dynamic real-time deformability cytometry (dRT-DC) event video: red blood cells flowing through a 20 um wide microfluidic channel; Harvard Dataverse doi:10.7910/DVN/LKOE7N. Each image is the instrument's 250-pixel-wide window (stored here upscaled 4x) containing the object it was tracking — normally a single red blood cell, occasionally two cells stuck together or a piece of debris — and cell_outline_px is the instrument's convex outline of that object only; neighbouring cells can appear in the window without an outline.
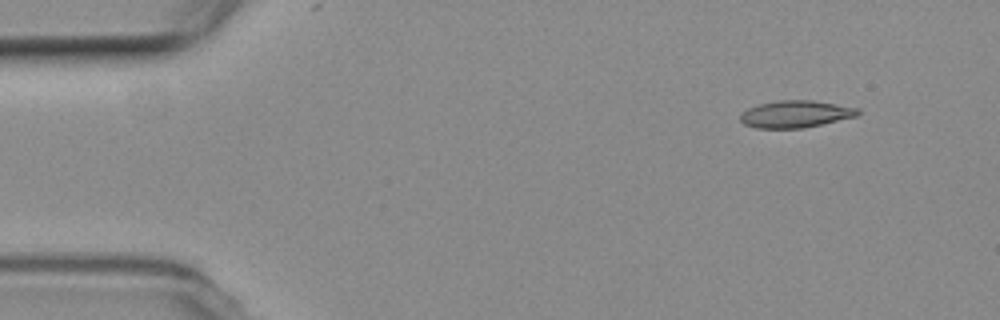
{"species": "common noctule bat (a hibernating species)", "species_latin": "Nyctalus noctula", "temperature_condition": "room temperature", "stored_images_in_passage": 4, "camera_frame_rate_fps": 3000, "um_per_image_px": 0.085, "animal": {"sex": "female", "body_mass_g": 19.3, "forearm_length_mm": 54.1}, "frame": {"image": 1, "passage_image": 1, "time_ms": 0.0, "image_size_px": [1000, 320], "cell_outline_px": [[860, 112], [856, 116], [804, 128], [756, 128], [744, 124], [740, 120], [740, 116], [748, 108], [760, 104], [780, 100], [812, 100], [860, 108]], "centroid_in_image_um": [67.63, 9.69], "position_along_channel_um": 17.4, "area_um2": 18.38}}
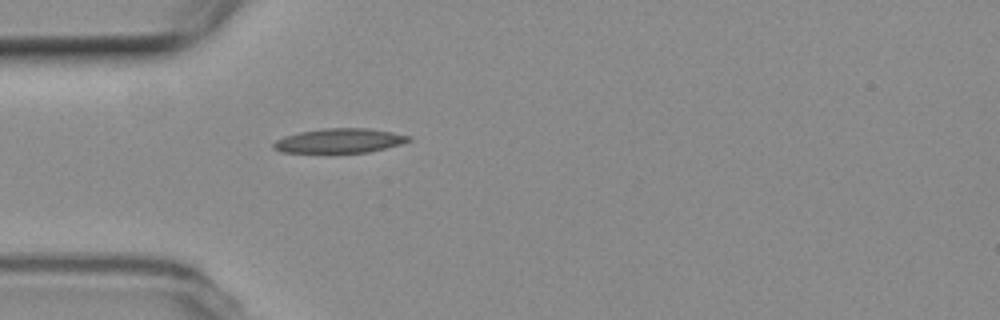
{"frame": {"image": 2, "passage_image": 4, "time_ms": 3.667, "image_size_px": [1000, 320], "cell_outline_px": [[412, 140], [400, 144], [368, 152], [280, 152], [272, 148], [272, 144], [276, 140], [284, 136], [300, 132], [324, 128], [368, 128], [392, 132], [412, 136]], "centroid_in_image_um": [28.85, 11.95], "position_along_channel_um": 56.1, "area_um2": 19.13}}